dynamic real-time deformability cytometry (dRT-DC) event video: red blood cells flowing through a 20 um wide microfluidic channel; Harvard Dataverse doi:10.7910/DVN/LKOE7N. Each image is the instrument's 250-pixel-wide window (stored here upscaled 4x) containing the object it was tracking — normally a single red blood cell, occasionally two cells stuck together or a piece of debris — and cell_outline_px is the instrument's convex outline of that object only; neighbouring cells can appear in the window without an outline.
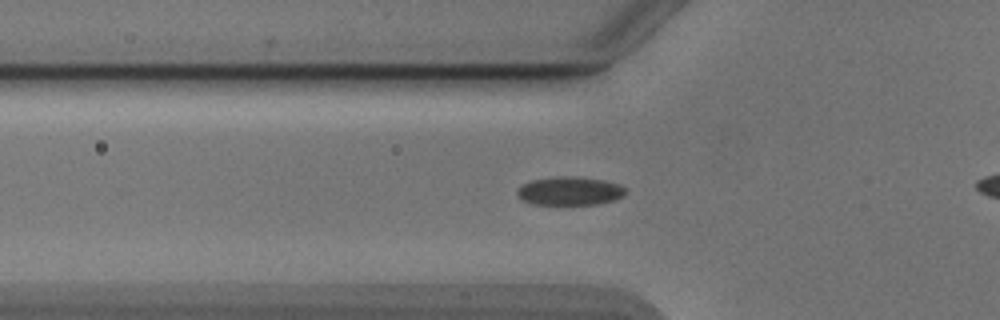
{"species": "Egyptian fruit bat (a non-hibernating species)", "species_latin": "Rousettus aegyptiacus", "temperature_condition": "cold", "stored_images_in_passage": 46, "camera_frame_rate_fps": 3000, "um_per_image_px": 0.085, "animal": {"sex": "male"}, "frame": {"image": 1, "passage_image": 18, "time_ms": 5.667, "image_size_px": [1000, 320], "cell_outline_px": [[628, 192], [624, 196], [616, 200], [600, 204], [532, 204], [520, 200], [516, 192], [524, 184], [532, 180], [556, 176], [576, 176], [604, 180], [620, 184]], "centroid_in_image_um": [48.47, 16.23], "position_along_channel_um": 77.3, "area_um2": 18.21}}
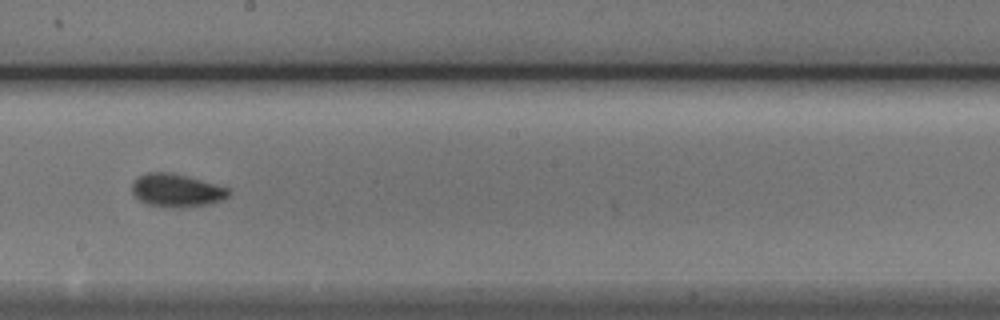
{"frame": {"image": 2, "passage_image": 30, "time_ms": 9.667, "image_size_px": [1000, 320], "cell_outline_px": [[232, 192], [228, 196], [220, 200], [208, 204], [180, 208], [168, 208], [148, 204], [140, 200], [132, 192], [132, 180], [136, 176], [148, 172], [172, 172], [188, 176], [232, 188]], "centroid_in_image_um": [15.02, 16.17], "position_along_channel_um": 233.2, "area_um2": 19.02}}
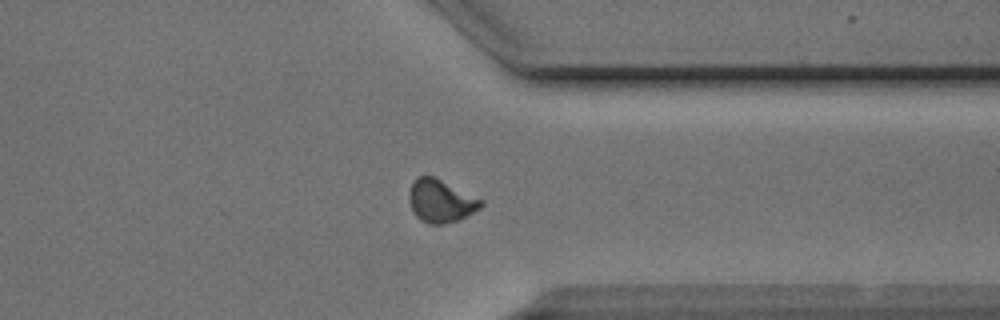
{"frame": {"image": 3, "passage_image": 41, "time_ms": 13.333, "image_size_px": [1000, 320], "cell_outline_px": [[484, 204], [480, 208], [456, 220], [444, 224], [428, 224], [420, 220], [416, 216], [408, 200], [408, 192], [416, 176], [432, 176], [484, 200]], "centroid_in_image_um": [37.43, 17.08], "position_along_channel_um": 374.0, "area_um2": 17.74}}